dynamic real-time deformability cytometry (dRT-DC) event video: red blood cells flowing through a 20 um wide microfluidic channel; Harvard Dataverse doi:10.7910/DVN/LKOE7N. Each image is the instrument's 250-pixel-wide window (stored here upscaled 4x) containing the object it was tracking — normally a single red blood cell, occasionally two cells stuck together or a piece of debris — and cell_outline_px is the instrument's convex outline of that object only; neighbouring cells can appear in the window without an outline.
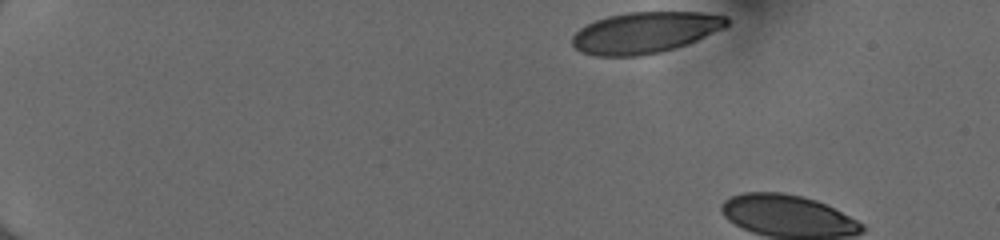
{"species": "human", "species_latin": "Homo sapiens", "temperature_condition": "cold", "stored_images_in_passage": 5, "camera_frame_rate_fps": 3000, "um_per_image_px": 0.085, "donor": {"sex": "female"}, "frame": {"image": 1, "passage_image": 1, "time_ms": 0.0, "image_size_px": [1000, 240], "cell_outline_px": [[728, 24], [724, 28], [688, 44], [660, 52], [640, 56], [592, 56], [580, 52], [572, 44], [572, 36], [580, 28], [596, 20], [608, 16], [628, 12], [700, 12], [728, 16]], "centroid_in_image_um": [54.82, 2.77], "position_along_channel_um": 30.2, "area_um2": 37.22}}